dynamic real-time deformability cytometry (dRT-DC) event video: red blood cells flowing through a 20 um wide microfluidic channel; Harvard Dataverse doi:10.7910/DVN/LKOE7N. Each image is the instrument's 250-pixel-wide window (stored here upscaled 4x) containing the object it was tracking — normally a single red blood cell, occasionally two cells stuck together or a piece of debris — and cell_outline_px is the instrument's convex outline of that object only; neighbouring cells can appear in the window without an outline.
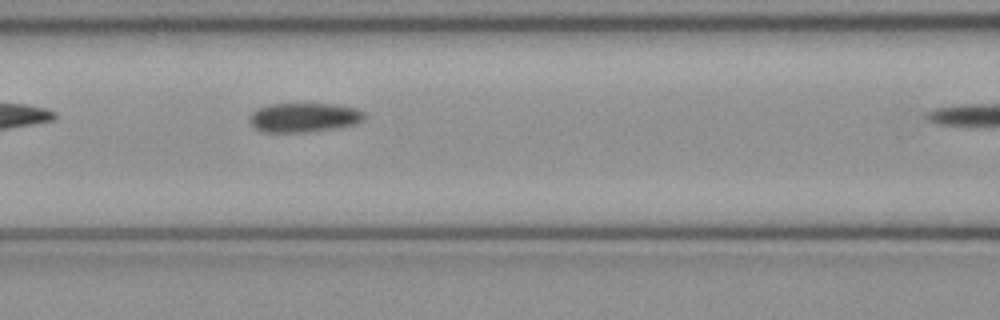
{"species": "common noctule bat (a hibernating species)", "species_latin": "Nyctalus noctula", "temperature_condition": "cold", "stored_images_in_passage": 7, "camera_frame_rate_fps": 3000, "um_per_image_px": 0.085, "animal": {"sex": "female", "body_mass_g": 21.9}, "frame": {"image": 1, "passage_image": 6, "time_ms": 1.667, "image_size_px": [1000, 320], "cell_outline_px": [[364, 120], [356, 124], [336, 128], [308, 132], [260, 132], [248, 120], [252, 112], [260, 108], [272, 104], [336, 104], [356, 108], [364, 112]], "centroid_in_image_um": [25.86, 9.99], "position_along_channel_um": 140.7, "area_um2": 19.59}}